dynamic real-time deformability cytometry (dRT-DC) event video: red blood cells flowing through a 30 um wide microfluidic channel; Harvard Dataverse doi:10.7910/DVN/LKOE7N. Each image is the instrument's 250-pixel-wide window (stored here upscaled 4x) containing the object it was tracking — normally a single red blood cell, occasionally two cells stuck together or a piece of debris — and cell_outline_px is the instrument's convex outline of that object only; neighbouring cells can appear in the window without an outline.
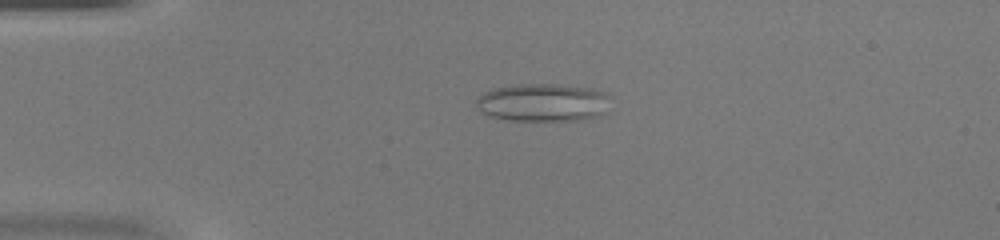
{"species": "common noctule bat (a hibernating species)", "species_latin": "Nyctalus noctula", "temperature_condition": "warm", "stored_images_in_passage": 46, "camera_frame_rate_fps": 3000, "um_per_image_px": 0.085, "animal": {"sex": "female", "body_mass_g": 20.0, "forearm_length_mm": 54.0}, "frame": {"image": 1, "passage_image": 11, "time_ms": 3.333, "image_size_px": [1000, 240], "cell_outline_px": [[612, 96], [608, 112], [600, 116], [576, 120], [508, 120], [488, 116], [480, 112], [476, 108], [476, 96], [492, 88], [516, 84], [560, 84], [592, 88], [608, 92]], "centroid_in_image_um": [46.19, 8.7], "position_along_channel_um": 38.8, "area_um2": 30.58}}
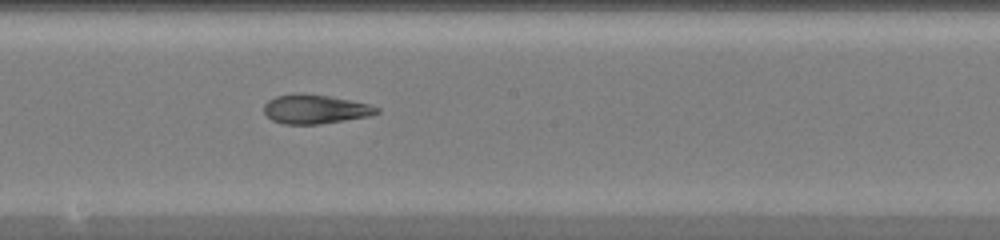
{"frame": {"image": 2, "passage_image": 26, "time_ms": 8.333, "image_size_px": [1000, 240], "cell_outline_px": [[380, 112], [368, 116], [320, 124], [284, 124], [272, 120], [264, 112], [264, 104], [268, 100], [276, 96], [296, 92], [328, 96], [368, 104], [380, 108]], "centroid_in_image_um": [26.75, 9.27], "position_along_channel_um": 221.4, "area_um2": 19.02}}
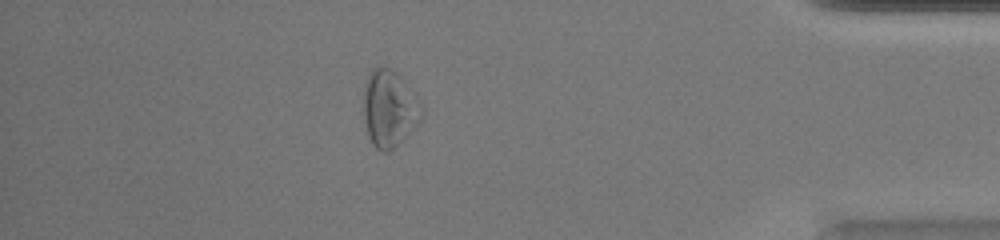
{"frame": {"image": 3, "passage_image": 41, "time_ms": 13.333, "image_size_px": [1000, 240], "cell_outline_px": [[424, 116], [404, 140], [388, 152], [384, 152], [376, 148], [372, 144], [368, 136], [364, 120], [364, 88], [368, 76], [372, 68], [376, 64], [384, 64], [392, 68], [404, 80], [420, 100], [424, 108]], "centroid_in_image_um": [33.12, 9.19], "position_along_channel_um": 402.1, "area_um2": 26.7}}